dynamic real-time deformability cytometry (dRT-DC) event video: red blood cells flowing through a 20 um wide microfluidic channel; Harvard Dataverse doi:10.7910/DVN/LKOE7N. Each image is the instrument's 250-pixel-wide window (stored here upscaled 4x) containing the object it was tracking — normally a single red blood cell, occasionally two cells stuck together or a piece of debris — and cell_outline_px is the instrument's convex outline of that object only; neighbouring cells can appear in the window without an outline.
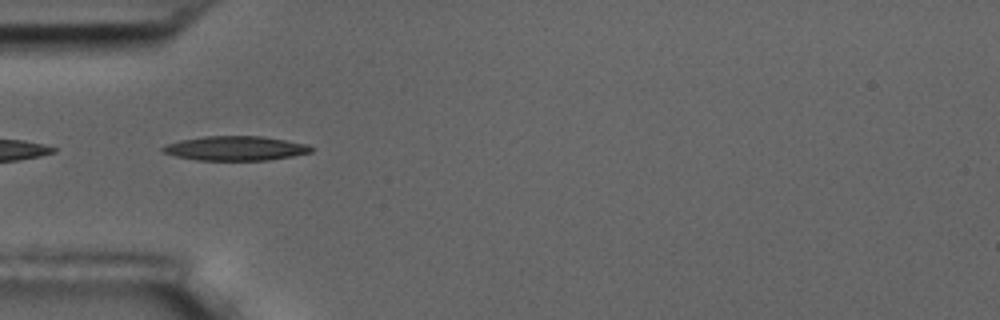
{"species": "common noctule bat (a hibernating species)", "species_latin": "Nyctalus noctula", "temperature_condition": "room temperature", "stored_images_in_passage": 5, "camera_frame_rate_fps": 3000, "um_per_image_px": 0.085, "animal": {"sex": "male", "body_mass_g": 17.5, "forearm_length_mm": 52.3}, "frame": {"image": 1, "passage_image": 5, "time_ms": 4.667, "image_size_px": [1000, 320], "cell_outline_px": [[312, 152], [292, 156], [268, 160], [196, 160], [176, 156], [164, 152], [160, 148], [168, 144], [180, 140], [204, 136], [260, 136], [284, 140], [304, 144], [312, 148]], "centroid_in_image_um": [19.98, 12.61], "position_along_channel_um": 65.0, "area_um2": 20.81}}